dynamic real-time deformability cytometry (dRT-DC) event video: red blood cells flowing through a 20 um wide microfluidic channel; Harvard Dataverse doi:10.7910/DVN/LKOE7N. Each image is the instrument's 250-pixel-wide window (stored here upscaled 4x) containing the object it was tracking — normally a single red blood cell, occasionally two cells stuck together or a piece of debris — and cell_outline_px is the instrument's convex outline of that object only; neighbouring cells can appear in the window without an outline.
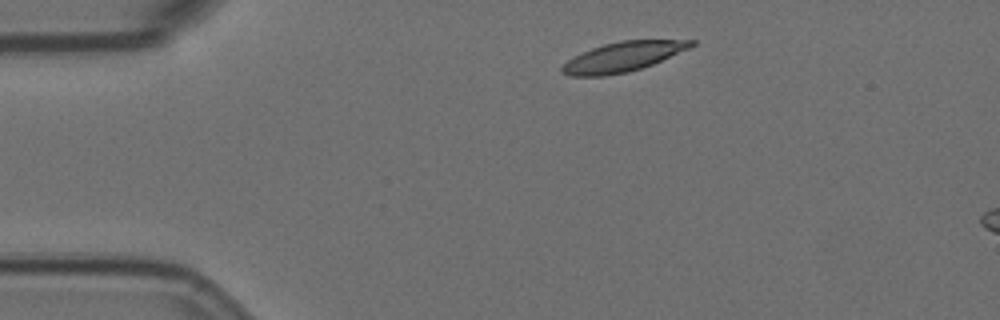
{"species": "Egyptian fruit bat (a non-hibernating species)", "species_latin": "Rousettus aegyptiacus", "temperature_condition": "room temperature", "stored_images_in_passage": 3, "camera_frame_rate_fps": 3000, "um_per_image_px": 0.085, "animal": {"sex": "female"}, "frame": {"image": 1, "passage_image": 1, "time_ms": 0.0, "image_size_px": [1000, 320], "cell_outline_px": [[696, 44], [688, 48], [652, 64], [628, 72], [604, 76], [568, 76], [560, 72], [560, 68], [568, 60], [592, 48], [604, 44], [620, 40], [696, 40]], "centroid_in_image_um": [52.91, 4.83], "position_along_channel_um": 32.1, "area_um2": 22.02}}